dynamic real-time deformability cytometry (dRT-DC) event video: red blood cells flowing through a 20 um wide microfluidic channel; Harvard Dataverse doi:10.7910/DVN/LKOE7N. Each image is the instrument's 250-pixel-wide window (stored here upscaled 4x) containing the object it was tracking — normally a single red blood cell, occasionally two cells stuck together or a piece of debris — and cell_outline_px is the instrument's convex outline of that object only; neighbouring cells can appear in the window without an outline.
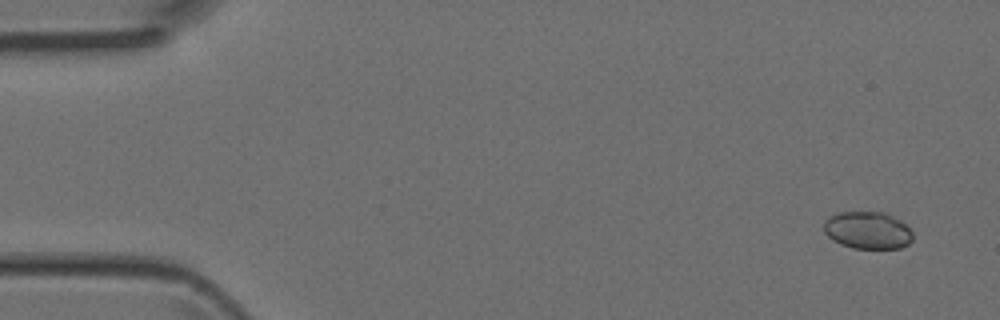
{"species": "Egyptian fruit bat (a non-hibernating species)", "species_latin": "Rousettus aegyptiacus", "temperature_condition": "room temperature", "stored_images_in_passage": 4, "camera_frame_rate_fps": 3000, "um_per_image_px": 0.085, "animal": {"sex": "female"}, "frame": {"image": 1, "passage_image": 1, "time_ms": 0.0, "image_size_px": [1000, 320], "cell_outline_px": [[912, 240], [908, 244], [900, 248], [852, 248], [840, 244], [832, 240], [824, 232], [824, 220], [836, 212], [884, 212], [900, 220], [912, 232]], "centroid_in_image_um": [73.72, 19.57], "position_along_channel_um": 11.3, "area_um2": 19.36}}
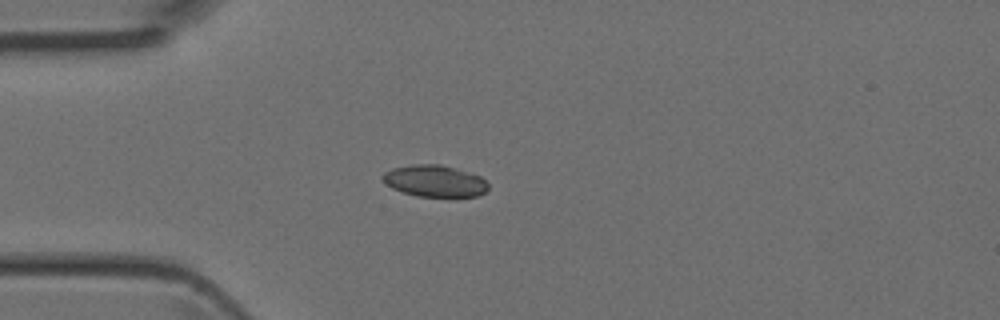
{"frame": {"image": 2, "passage_image": 4, "time_ms": 1.0, "image_size_px": [1000, 320], "cell_outline_px": [[488, 188], [484, 192], [476, 196], [416, 196], [392, 188], [380, 176], [384, 172], [392, 168], [416, 164], [440, 164], [480, 176], [488, 184]], "centroid_in_image_um": [36.93, 15.38], "position_along_channel_um": 48.1, "area_um2": 19.13}}